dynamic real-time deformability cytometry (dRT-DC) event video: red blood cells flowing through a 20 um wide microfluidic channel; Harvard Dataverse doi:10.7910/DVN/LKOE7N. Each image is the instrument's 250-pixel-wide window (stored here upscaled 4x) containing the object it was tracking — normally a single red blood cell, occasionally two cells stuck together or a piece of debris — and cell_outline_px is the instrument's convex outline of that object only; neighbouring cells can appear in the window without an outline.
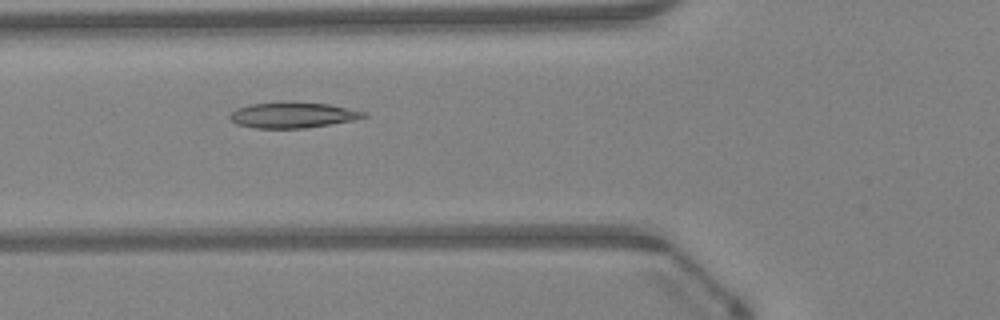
{"species": "Egyptian fruit bat (a non-hibernating species)", "species_latin": "Rousettus aegyptiacus", "temperature_condition": "warm", "stored_images_in_passage": 46, "camera_frame_rate_fps": 3000, "um_per_image_px": 0.085, "animal": {"sex": "female"}, "frame": {"image": 1, "passage_image": 16, "time_ms": 5.0, "image_size_px": [1000, 320], "cell_outline_px": [[368, 116], [352, 120], [304, 128], [252, 128], [236, 124], [228, 116], [236, 108], [252, 104], [284, 100], [292, 100], [328, 104], [368, 112]], "centroid_in_image_um": [24.86, 9.75], "position_along_channel_um": 100.9, "area_um2": 20.4}}
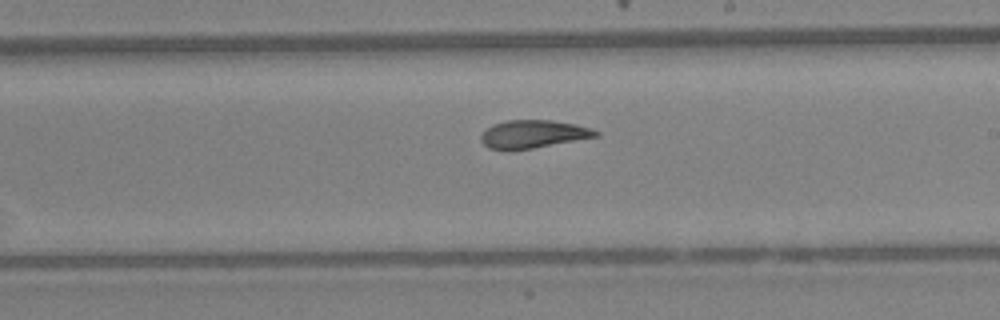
{"frame": {"image": 2, "passage_image": 26, "time_ms": 8.333, "image_size_px": [1000, 320], "cell_outline_px": [[600, 136], [532, 148], [488, 148], [480, 140], [480, 136], [492, 124], [508, 120], [552, 120], [592, 128], [600, 132]], "centroid_in_image_um": [45.36, 11.37], "position_along_channel_um": 243.6, "area_um2": 18.26}}
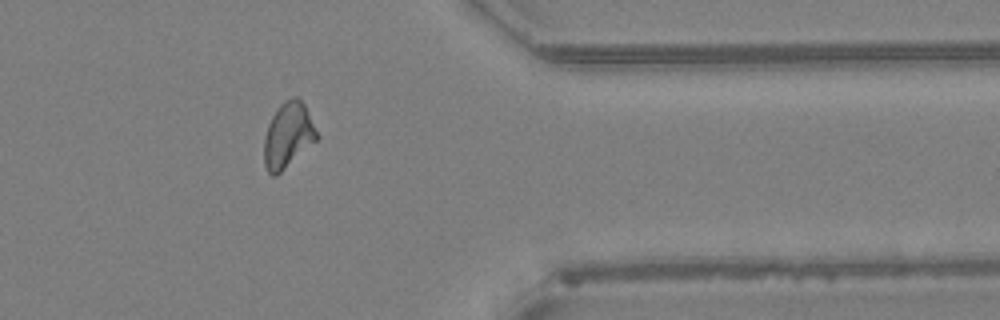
{"frame": {"image": 3, "passage_image": 37, "time_ms": 12.0, "image_size_px": [1000, 320], "cell_outline_px": [[320, 136], [316, 140], [276, 176], [272, 176], [268, 172], [264, 164], [264, 136], [268, 124], [276, 108], [284, 100], [292, 96], [300, 96]], "centroid_in_image_um": [24.47, 11.46], "position_along_channel_um": 386.9, "area_um2": 20.17}, "authors_computed_cell_mechanics": {"area_um2": 19.5653, "velocity_mm_per_s": 4.306, "shape_relaxation_time_tau1_ms": null, "shape_relaxation_time_tau2_ms": 2.4844, "deformation_change_tau1": null, "deformation_change_tau2": 0.0864}}